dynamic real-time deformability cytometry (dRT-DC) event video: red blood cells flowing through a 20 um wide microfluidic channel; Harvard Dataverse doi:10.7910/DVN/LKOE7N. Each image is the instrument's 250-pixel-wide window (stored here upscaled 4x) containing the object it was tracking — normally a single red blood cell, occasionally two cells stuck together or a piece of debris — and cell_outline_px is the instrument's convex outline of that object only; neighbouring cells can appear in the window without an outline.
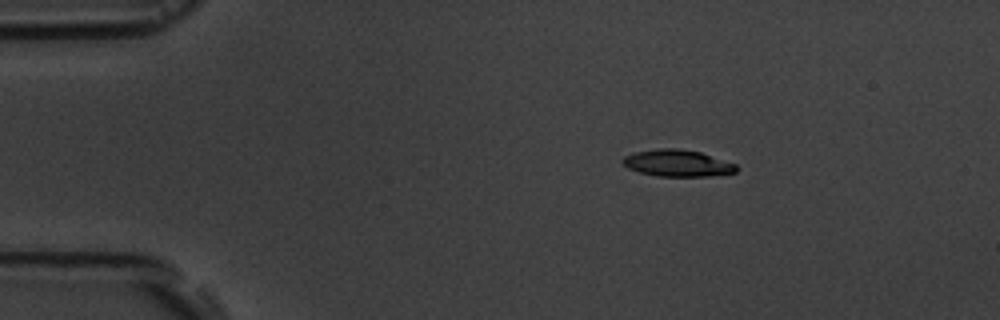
{"species": "common noctule bat (a hibernating species)", "species_latin": "Nyctalus noctula", "temperature_condition": "room temperature", "stored_images_in_passage": 3, "camera_frame_rate_fps": 3000, "um_per_image_px": 0.085, "animal": {"sex": "male", "body_mass_g": 19.5, "forearm_length_mm": 54.6}, "frame": {"image": 1, "passage_image": 1, "time_ms": 0.0, "image_size_px": [1000, 320], "cell_outline_px": [[740, 168], [736, 172], [708, 176], [656, 176], [640, 172], [628, 168], [620, 160], [624, 156], [636, 152], [656, 148], [680, 148], [700, 152], [736, 164]], "centroid_in_image_um": [57.58, 13.86], "position_along_channel_um": 27.4, "area_um2": 17.74}}